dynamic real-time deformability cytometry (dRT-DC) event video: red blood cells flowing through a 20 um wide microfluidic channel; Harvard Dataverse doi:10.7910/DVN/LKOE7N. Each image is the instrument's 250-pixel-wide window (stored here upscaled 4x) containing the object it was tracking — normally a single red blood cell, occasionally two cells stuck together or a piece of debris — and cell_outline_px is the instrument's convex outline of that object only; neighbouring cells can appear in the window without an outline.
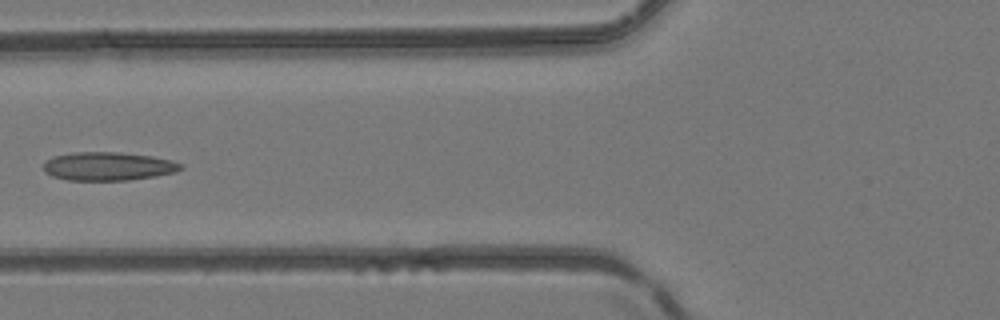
{"species": "common noctule bat (a hibernating species)", "species_latin": "Nyctalus noctula", "temperature_condition": "room temperature", "stored_images_in_passage": 5, "camera_frame_rate_fps": 3000, "um_per_image_px": 0.085, "animal": {"sex": "female", "body_mass_g": 24.6, "forearm_length_mm": 56.2}, "frame": {"image": 1, "passage_image": 5, "time_ms": 1.333, "image_size_px": [1000, 320], "cell_outline_px": [[184, 168], [176, 172], [156, 176], [128, 180], [68, 180], [52, 176], [44, 172], [44, 160], [52, 156], [72, 152], [120, 152], [152, 156], [172, 160], [184, 164]], "centroid_in_image_um": [9.2, 14.12], "position_along_channel_um": 116.6, "area_um2": 23.06}}